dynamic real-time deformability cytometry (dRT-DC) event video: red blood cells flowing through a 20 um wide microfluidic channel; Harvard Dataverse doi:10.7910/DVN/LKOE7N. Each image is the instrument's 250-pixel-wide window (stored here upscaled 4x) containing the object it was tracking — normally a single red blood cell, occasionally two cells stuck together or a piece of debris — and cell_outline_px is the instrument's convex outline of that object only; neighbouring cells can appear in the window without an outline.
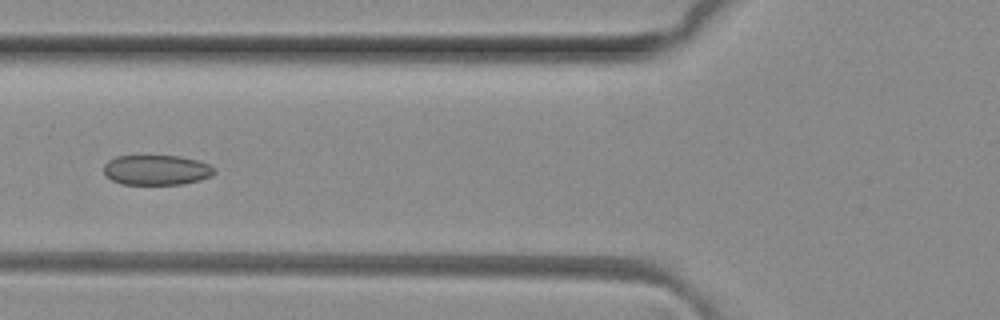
{"species": "common noctule bat (a hibernating species)", "species_latin": "Nyctalus noctula", "temperature_condition": "room temperature", "stored_images_in_passage": 6, "camera_frame_rate_fps": 3000, "um_per_image_px": 0.085, "animal": {"sex": "female", "body_mass_g": 29.2, "forearm_length_mm": 56.3}, "frame": {"image": 1, "passage_image": 6, "time_ms": 1.667, "image_size_px": [1000, 320], "cell_outline_px": [[216, 172], [212, 176], [200, 180], [184, 184], [120, 184], [112, 180], [104, 172], [104, 164], [108, 160], [116, 156], [180, 156], [196, 160], [208, 164], [216, 168]], "centroid_in_image_um": [13.33, 14.45], "position_along_channel_um": 112.5, "area_um2": 19.42}}